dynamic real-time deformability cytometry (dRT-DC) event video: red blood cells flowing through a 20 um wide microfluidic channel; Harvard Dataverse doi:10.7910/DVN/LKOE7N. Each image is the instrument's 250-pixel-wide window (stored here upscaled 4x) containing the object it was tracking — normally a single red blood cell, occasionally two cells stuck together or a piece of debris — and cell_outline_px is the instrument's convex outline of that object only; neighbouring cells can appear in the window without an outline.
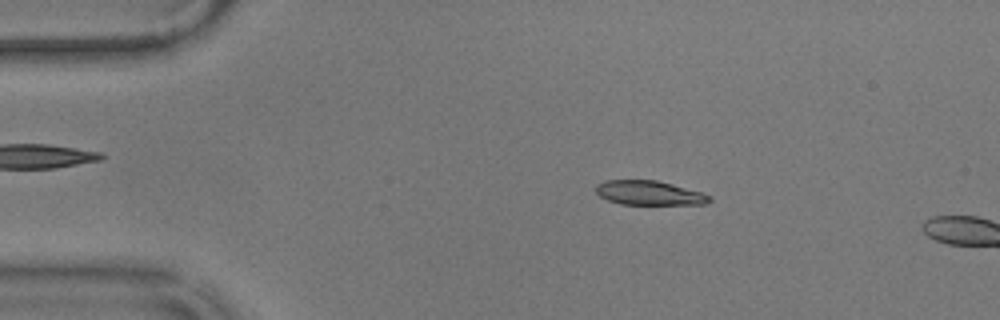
{"species": "common noctule bat (a hibernating species)", "species_latin": "Nyctalus noctula", "temperature_condition": "warm", "stored_images_in_passage": 11, "camera_frame_rate_fps": 3000, "um_per_image_px": 0.085, "animal": {"sex": "male", "body_mass_g": 17.9}, "frame": {"image": 1, "passage_image": 8, "time_ms": 2.333, "image_size_px": [1000, 320], "cell_outline_px": [[712, 200], [704, 204], [620, 204], [608, 200], [600, 196], [596, 192], [596, 184], [604, 180], [656, 180], [672, 184], [700, 192], [712, 196]], "centroid_in_image_um": [55.16, 16.39], "position_along_channel_um": 29.8, "area_um2": 16.01}}